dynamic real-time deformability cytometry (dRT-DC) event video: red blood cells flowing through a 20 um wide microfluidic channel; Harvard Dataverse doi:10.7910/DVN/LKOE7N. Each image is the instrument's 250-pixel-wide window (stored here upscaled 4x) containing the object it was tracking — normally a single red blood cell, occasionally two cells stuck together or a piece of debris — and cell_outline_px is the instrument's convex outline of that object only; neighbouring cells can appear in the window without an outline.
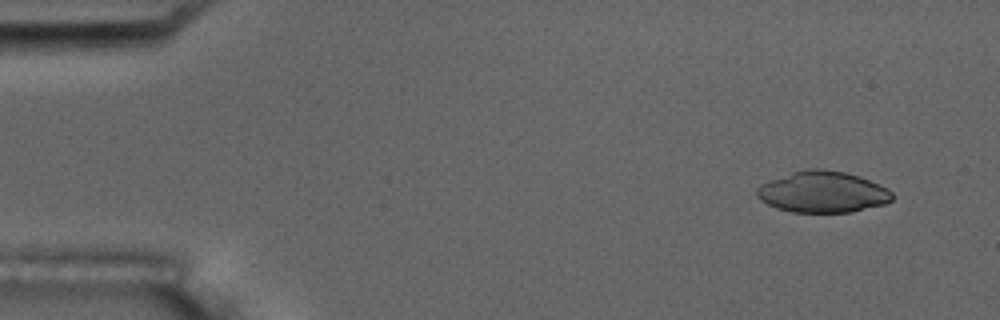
{"species": "common noctule bat (a hibernating species)", "species_latin": "Nyctalus noctula", "temperature_condition": "room temperature", "stored_images_in_passage": 16, "camera_frame_rate_fps": 3000, "um_per_image_px": 0.085, "animal": {"sex": "male", "body_mass_g": 17.5, "forearm_length_mm": 52.3}, "frame": {"image": 1, "passage_image": 1, "time_ms": 0.0, "image_size_px": [1000, 320], "cell_outline_px": [[892, 200], [884, 204], [852, 212], [792, 212], [776, 208], [760, 200], [756, 196], [756, 188], [760, 184], [792, 172], [808, 168], [820, 168], [844, 172], [860, 176], [880, 184], [888, 188], [892, 192]], "centroid_in_image_um": [69.92, 16.31], "position_along_channel_um": 15.1, "area_um2": 32.66}}